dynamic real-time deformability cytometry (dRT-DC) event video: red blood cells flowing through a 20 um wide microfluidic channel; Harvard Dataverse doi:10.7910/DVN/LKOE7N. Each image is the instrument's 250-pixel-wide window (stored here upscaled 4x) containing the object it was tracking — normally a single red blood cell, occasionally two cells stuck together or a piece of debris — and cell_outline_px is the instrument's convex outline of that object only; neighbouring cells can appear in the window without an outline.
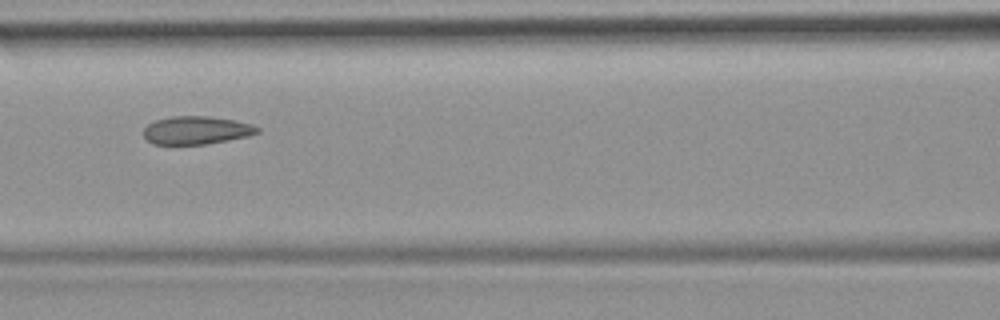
{"species": "common noctule bat (a hibernating species)", "species_latin": "Nyctalus noctula", "temperature_condition": "room temperature", "stored_images_in_passage": 5, "camera_frame_rate_fps": 3000, "um_per_image_px": 0.085, "animal": {"sex": "female", "body_mass_g": 19.9}, "frame": {"image": 1, "passage_image": 5, "time_ms": 4.333, "image_size_px": [1000, 320], "cell_outline_px": [[260, 132], [248, 136], [208, 144], [152, 144], [144, 136], [144, 128], [148, 124], [156, 120], [172, 116], [208, 116], [232, 120], [252, 124], [260, 128]], "centroid_in_image_um": [16.7, 11.07], "position_along_channel_um": 149.9, "area_um2": 18.55}}